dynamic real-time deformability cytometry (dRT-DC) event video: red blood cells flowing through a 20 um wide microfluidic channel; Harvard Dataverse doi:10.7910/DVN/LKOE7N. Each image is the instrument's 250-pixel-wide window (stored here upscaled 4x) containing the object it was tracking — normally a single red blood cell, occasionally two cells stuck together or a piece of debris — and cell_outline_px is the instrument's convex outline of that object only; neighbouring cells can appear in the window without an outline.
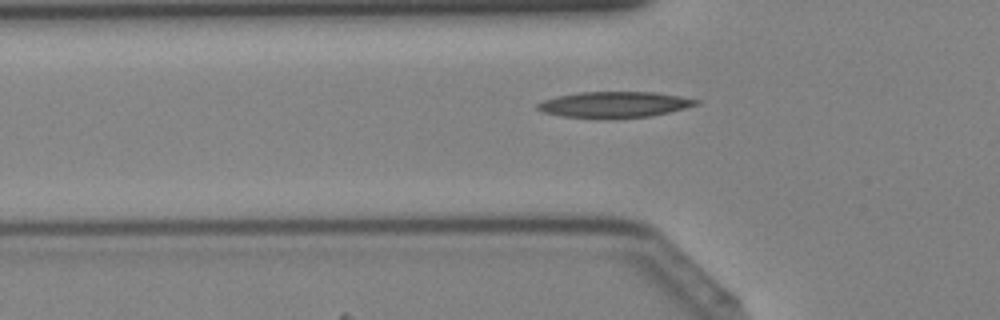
{"species": "Egyptian fruit bat (a non-hibernating species)", "species_latin": "Rousettus aegyptiacus", "temperature_condition": "cold", "stored_images_in_passage": 32, "camera_frame_rate_fps": 3000, "um_per_image_px": 0.085, "animal": {"sex": "female"}, "frame": {"image": 1, "passage_image": 8, "time_ms": 2.333, "image_size_px": [1000, 320], "cell_outline_px": [[700, 104], [668, 112], [648, 116], [612, 120], [596, 120], [560, 116], [544, 112], [536, 108], [536, 104], [544, 100], [556, 96], [580, 92], [656, 92], [680, 96], [700, 100]], "centroid_in_image_um": [52.18, 8.91], "position_along_channel_um": 73.6, "area_um2": 24.57}}
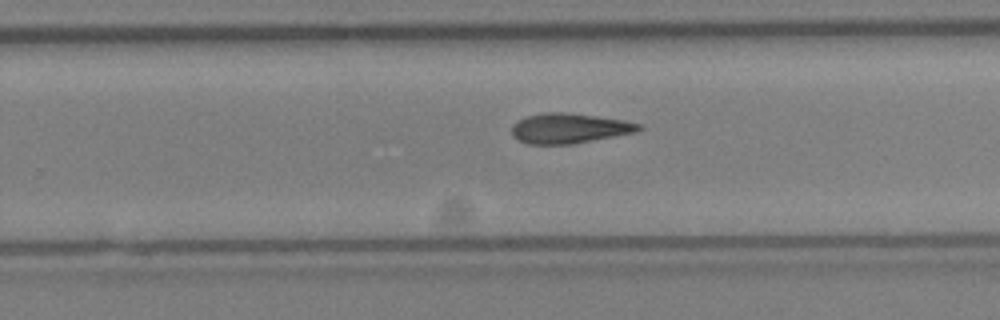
{"frame": {"image": 2, "passage_image": 21, "time_ms": 6.667, "image_size_px": [1000, 320], "cell_outline_px": [[644, 128], [636, 132], [572, 144], [528, 144], [512, 136], [512, 124], [516, 120], [528, 116], [544, 112], [568, 112], [624, 120], [640, 124]], "centroid_in_image_um": [48.37, 10.9], "position_along_channel_um": 281.4, "area_um2": 22.25}}
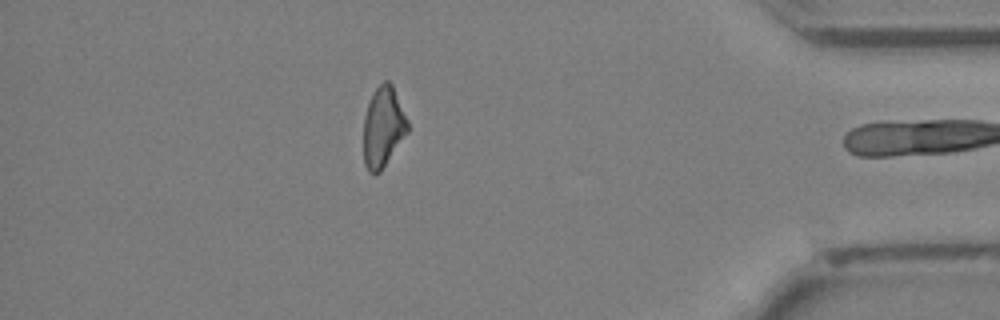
{"frame": {"image": 3, "passage_image": 31, "time_ms": 10.0, "image_size_px": [1000, 320], "cell_outline_px": [[408, 132], [380, 172], [368, 172], [364, 164], [364, 116], [368, 104], [376, 88], [384, 80], [388, 80], [392, 84], [408, 120]], "centroid_in_image_um": [32.57, 10.79], "position_along_channel_um": 402.6, "area_um2": 20.46}}